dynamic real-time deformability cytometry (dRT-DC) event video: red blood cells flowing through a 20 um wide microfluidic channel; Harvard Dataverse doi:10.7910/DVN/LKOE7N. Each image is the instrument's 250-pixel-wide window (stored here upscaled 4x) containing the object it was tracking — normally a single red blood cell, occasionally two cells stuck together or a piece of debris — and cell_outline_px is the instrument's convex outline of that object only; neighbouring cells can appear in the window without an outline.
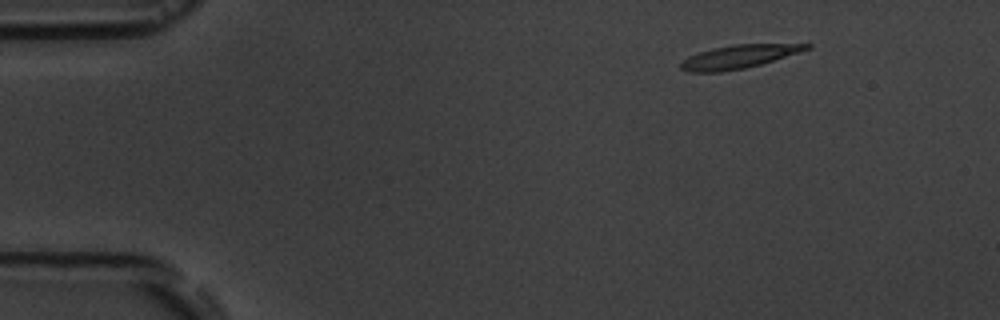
{"species": "common noctule bat (a hibernating species)", "species_latin": "Nyctalus noctula", "temperature_condition": "room temperature", "stored_images_in_passage": 5, "segment_of_instrument_passage": [1, 2], "camera_frame_rate_fps": 3000, "um_per_image_px": 0.085, "animal": {"sex": "male", "body_mass_g": 19.5, "forearm_length_mm": 54.6}, "frame": {"image": 1, "passage_image": 2, "time_ms": 1.0, "image_size_px": [1000, 320], "cell_outline_px": [[812, 48], [800, 52], [760, 64], [744, 68], [720, 72], [688, 72], [680, 68], [680, 64], [688, 56], [712, 48], [736, 44], [812, 44]], "centroid_in_image_um": [62.78, 4.82], "position_along_channel_um": 22.2, "area_um2": 16.94}}